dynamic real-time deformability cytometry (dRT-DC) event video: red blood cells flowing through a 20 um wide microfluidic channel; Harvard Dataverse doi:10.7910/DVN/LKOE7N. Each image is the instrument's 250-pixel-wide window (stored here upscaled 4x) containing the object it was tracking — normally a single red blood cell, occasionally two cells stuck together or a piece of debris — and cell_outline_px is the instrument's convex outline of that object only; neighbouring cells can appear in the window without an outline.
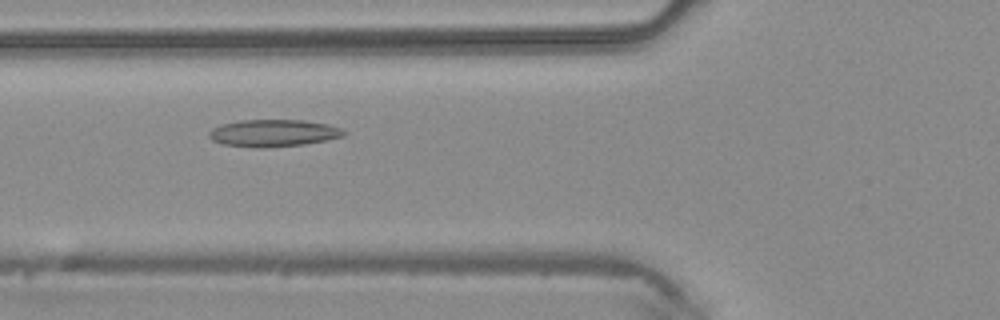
{"species": "common noctule bat (a hibernating species)", "species_latin": "Nyctalus noctula", "temperature_condition": "warm", "stored_images_in_passage": 44, "camera_frame_rate_fps": 3000, "um_per_image_px": 0.085, "animal": {"sex": "male", "body_mass_g": 20.4}, "frame": {"image": 1, "passage_image": 16, "time_ms": 5.0, "image_size_px": [1000, 320], "cell_outline_px": [[348, 132], [344, 136], [304, 144], [264, 148], [256, 148], [224, 144], [212, 140], [208, 136], [208, 132], [212, 128], [220, 124], [240, 120], [304, 120], [328, 124], [340, 128]], "centroid_in_image_um": [23.22, 11.31], "position_along_channel_um": 102.6, "area_um2": 21.39}}
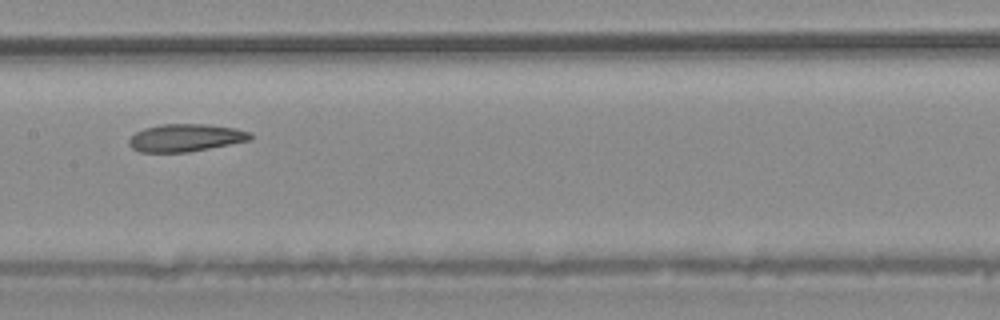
{"frame": {"image": 2, "passage_image": 22, "time_ms": 7.0, "image_size_px": [1000, 320], "cell_outline_px": [[252, 140], [188, 152], [140, 152], [132, 148], [128, 144], [128, 140], [136, 132], [144, 128], [160, 124], [208, 124], [236, 128], [252, 132]], "centroid_in_image_um": [15.8, 11.7], "position_along_channel_um": 191.6, "area_um2": 19.65}}
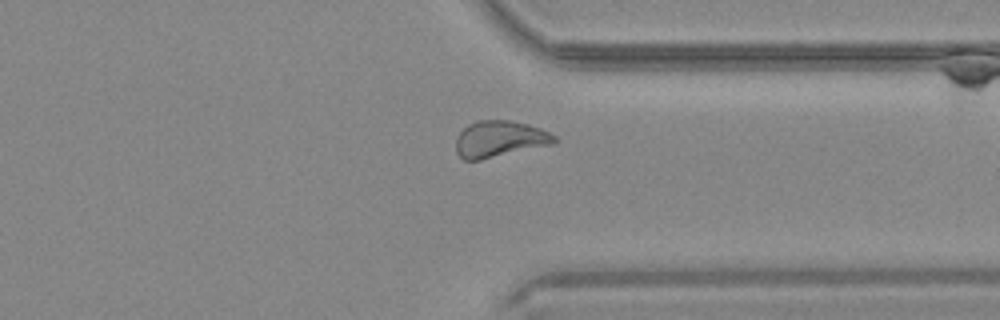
{"frame": {"image": 3, "passage_image": 34, "time_ms": 11.0, "image_size_px": [1000, 320], "cell_outline_px": [[556, 144], [480, 160], [464, 160], [456, 152], [456, 140], [460, 132], [468, 124], [476, 120], [508, 120], [528, 124], [540, 128], [556, 136]], "centroid_in_image_um": [42.48, 11.82], "position_along_channel_um": 368.9, "area_um2": 21.04}}